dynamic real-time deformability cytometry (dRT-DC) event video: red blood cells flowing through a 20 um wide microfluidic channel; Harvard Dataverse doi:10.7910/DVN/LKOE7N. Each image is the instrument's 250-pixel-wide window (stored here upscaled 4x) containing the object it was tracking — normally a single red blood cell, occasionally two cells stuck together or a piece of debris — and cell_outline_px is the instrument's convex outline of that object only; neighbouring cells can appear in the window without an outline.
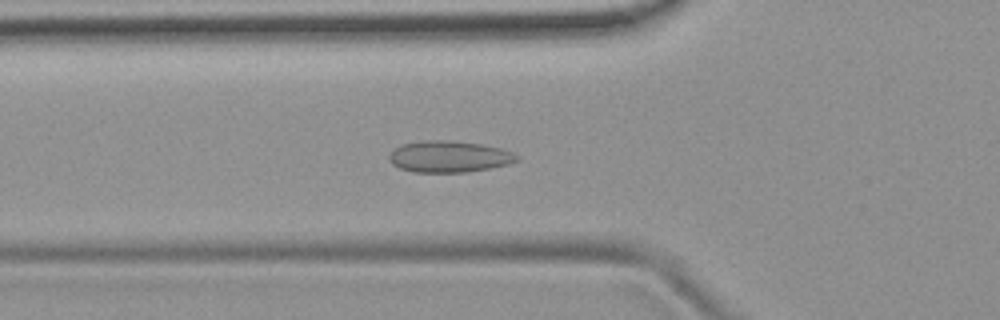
{"species": "common noctule bat (a hibernating species)", "species_latin": "Nyctalus noctula", "temperature_condition": "room temperature", "stored_images_in_passage": 37, "camera_frame_rate_fps": 3000, "um_per_image_px": 0.085, "animal": {"sex": "female", "body_mass_g": 19.9}, "frame": {"image": 1, "passage_image": 2, "time_ms": 0.333, "image_size_px": [1000, 320], "cell_outline_px": [[520, 160], [508, 164], [488, 168], [464, 172], [412, 172], [400, 168], [392, 164], [388, 160], [388, 156], [400, 144], [424, 140], [448, 140], [480, 144], [500, 148], [512, 152], [520, 156]], "centroid_in_image_um": [38.16, 13.31], "position_along_channel_um": 87.6, "area_um2": 23.41}}
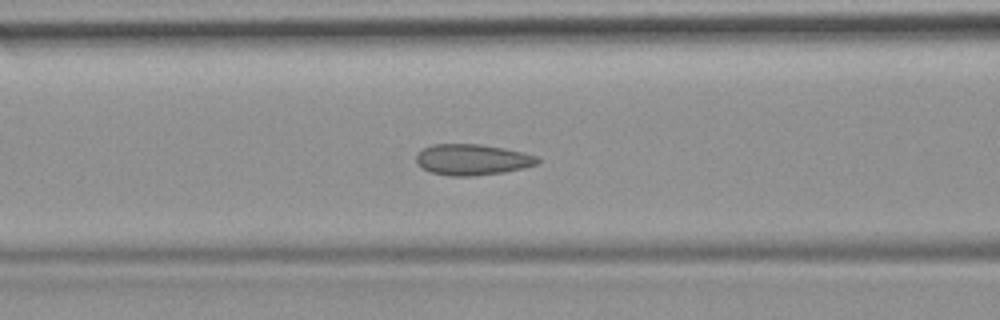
{"frame": {"image": 2, "passage_image": 5, "time_ms": 1.333, "image_size_px": [1000, 320], "cell_outline_px": [[540, 160], [536, 164], [524, 168], [504, 172], [472, 176], [448, 176], [432, 172], [416, 164], [416, 156], [424, 148], [432, 144], [480, 144], [504, 148], [524, 152], [540, 156]], "centroid_in_image_um": [40.18, 13.56], "position_along_channel_um": 126.4, "area_um2": 21.96}}
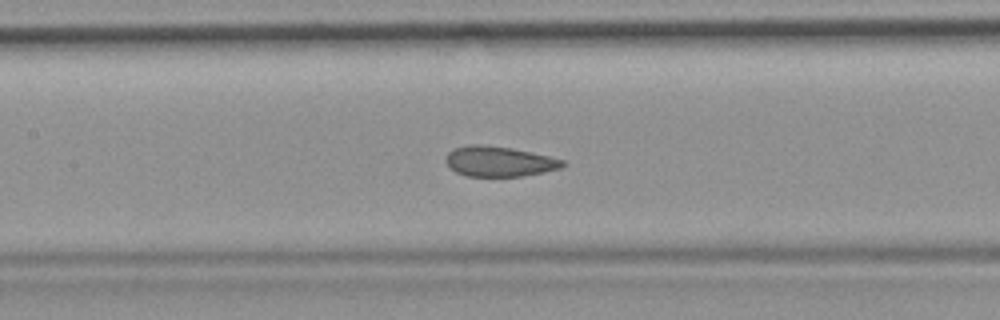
{"frame": {"image": 3, "passage_image": 8, "time_ms": 2.333, "image_size_px": [1000, 320], "cell_outline_px": [[568, 164], [560, 168], [544, 172], [524, 176], [464, 176], [456, 172], [444, 160], [448, 152], [456, 148], [468, 144], [484, 144], [512, 148], [532, 152], [564, 160]], "centroid_in_image_um": [42.44, 13.72], "position_along_channel_um": 165.0, "area_um2": 20.69}}